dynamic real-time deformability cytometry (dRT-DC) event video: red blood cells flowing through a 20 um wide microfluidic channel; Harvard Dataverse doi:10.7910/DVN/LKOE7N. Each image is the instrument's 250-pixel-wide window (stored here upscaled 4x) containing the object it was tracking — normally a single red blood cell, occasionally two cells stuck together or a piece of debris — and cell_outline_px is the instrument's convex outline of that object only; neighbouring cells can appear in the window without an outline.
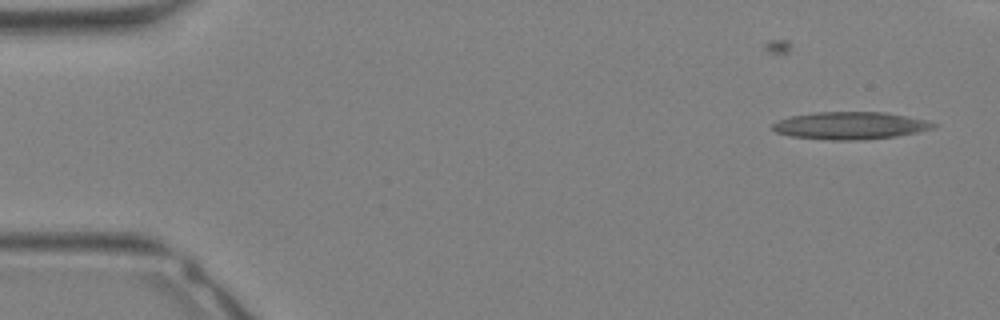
{"species": "Egyptian fruit bat (a non-hibernating species)", "species_latin": "Rousettus aegyptiacus", "temperature_condition": "warm", "stored_images_in_passage": 32, "camera_frame_rate_fps": 3000, "um_per_image_px": 0.085, "animal": {"sex": "female"}, "frame": {"image": 1, "passage_image": 1, "time_ms": 0.0, "image_size_px": [1000, 320], "cell_outline_px": [[936, 128], [896, 136], [856, 140], [832, 140], [792, 136], [776, 132], [772, 128], [772, 124], [776, 120], [792, 116], [816, 112], [884, 112], [924, 120], [936, 124]], "centroid_in_image_um": [72.23, 10.67], "position_along_channel_um": 12.8, "area_um2": 25.37}}
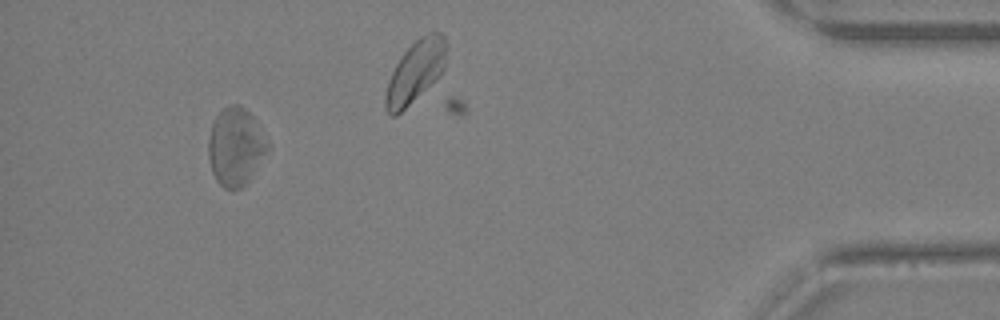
{"frame": {"image": 2, "passage_image": 30, "time_ms": 9.667, "image_size_px": [1000, 320], "cell_outline_px": [[268, 148], [244, 184], [240, 188], [224, 188], [216, 180], [212, 172], [208, 156], [208, 140], [212, 124], [216, 116], [224, 108], [232, 104], [240, 104], [252, 116], [268, 144]], "centroid_in_image_um": [19.97, 12.44], "position_along_channel_um": 415.2, "area_um2": 25.89}}